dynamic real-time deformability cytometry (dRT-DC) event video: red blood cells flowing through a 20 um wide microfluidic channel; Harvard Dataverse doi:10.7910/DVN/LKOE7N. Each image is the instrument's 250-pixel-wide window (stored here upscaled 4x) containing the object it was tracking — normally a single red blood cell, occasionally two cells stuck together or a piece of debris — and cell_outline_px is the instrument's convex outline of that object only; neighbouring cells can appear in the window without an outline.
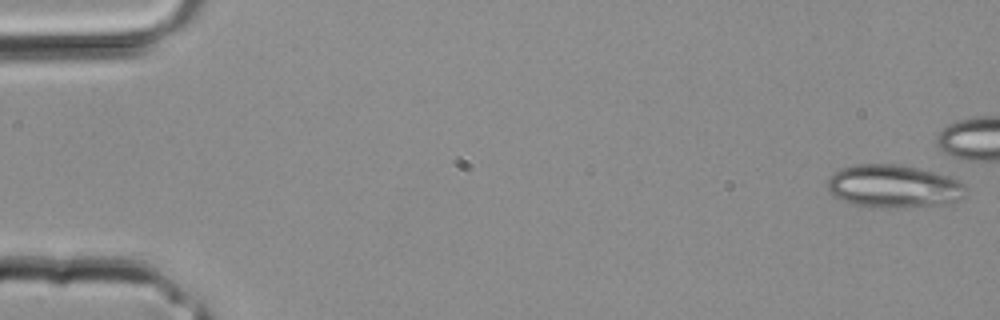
{"species": "common noctule bat (a hibernating species)", "species_latin": "Nyctalus noctula", "temperature_condition": "room temperature", "stored_images_in_passage": 5, "camera_frame_rate_fps": 3000, "um_per_image_px": 0.085, "animal": {"sex": "male", "body_mass_g": 20.4}, "frame": {"image": 1, "passage_image": 1, "time_ms": 0.0, "image_size_px": [1000, 320], "cell_outline_px": [[968, 192], [964, 196], [948, 204], [900, 208], [872, 208], [848, 204], [832, 196], [828, 192], [828, 180], [840, 168], [856, 164], [900, 164], [948, 176], [960, 180], [968, 188]], "centroid_in_image_um": [75.95, 15.86], "position_along_channel_um": 9.0, "area_um2": 35.26}}